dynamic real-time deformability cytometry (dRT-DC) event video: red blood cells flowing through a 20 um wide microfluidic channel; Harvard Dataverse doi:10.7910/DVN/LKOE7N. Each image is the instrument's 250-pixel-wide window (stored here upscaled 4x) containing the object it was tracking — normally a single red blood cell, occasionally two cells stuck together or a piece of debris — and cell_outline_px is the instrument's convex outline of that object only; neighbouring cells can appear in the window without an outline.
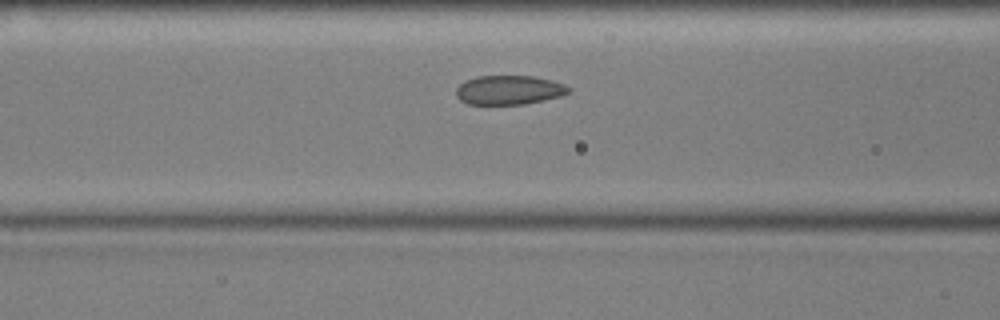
{"species": "common noctule bat (a hibernating species)", "species_latin": "Nyctalus noctula", "temperature_condition": "cold", "stored_images_in_passage": 37, "camera_frame_rate_fps": 3000, "um_per_image_px": 0.085, "animal": {"sex": "male", "body_mass_g": 17.9, "forearm_length_mm": 54.2}, "frame": {"image": 1, "passage_image": 13, "time_ms": 4.0, "image_size_px": [1000, 320], "cell_outline_px": [[572, 88], [568, 92], [560, 96], [544, 100], [524, 104], [468, 104], [460, 100], [456, 96], [456, 88], [460, 84], [476, 76], [532, 76], [552, 80], [564, 84]], "centroid_in_image_um": [43.27, 7.65], "position_along_channel_um": 123.3, "area_um2": 19.07}}
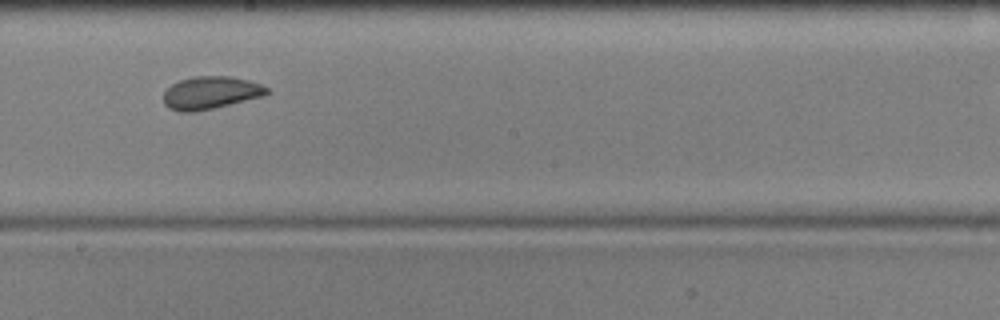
{"frame": {"image": 2, "passage_image": 22, "time_ms": 7.0, "image_size_px": [1000, 320], "cell_outline_px": [[268, 92], [264, 96], [212, 108], [192, 112], [180, 112], [168, 108], [164, 104], [164, 92], [172, 84], [180, 80], [192, 76], [232, 76], [248, 80], [260, 84], [268, 88]], "centroid_in_image_um": [17.88, 7.88], "position_along_channel_um": 230.3, "area_um2": 19.59}}
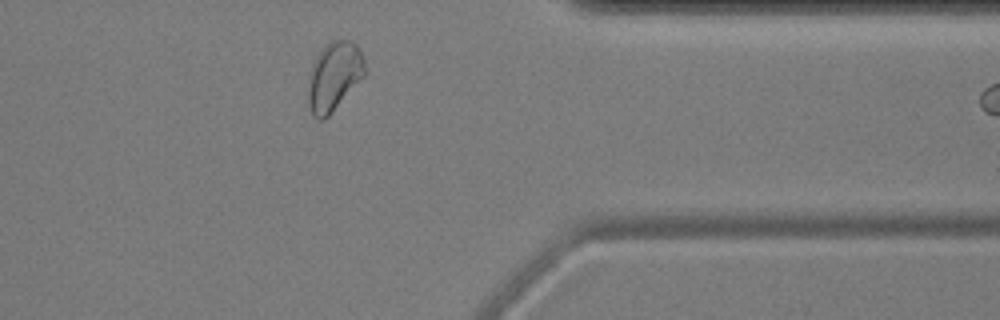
{"frame": {"image": 3, "passage_image": 36, "time_ms": 11.667, "image_size_px": [1000, 320], "cell_outline_px": [[368, 72], [332, 112], [324, 120], [320, 120], [312, 116], [308, 108], [308, 80], [312, 64], [316, 56], [324, 44], [332, 40], [352, 40], [356, 44], [364, 60]], "centroid_in_image_um": [28.39, 6.49], "position_along_channel_um": 383.0, "area_um2": 23.12}}